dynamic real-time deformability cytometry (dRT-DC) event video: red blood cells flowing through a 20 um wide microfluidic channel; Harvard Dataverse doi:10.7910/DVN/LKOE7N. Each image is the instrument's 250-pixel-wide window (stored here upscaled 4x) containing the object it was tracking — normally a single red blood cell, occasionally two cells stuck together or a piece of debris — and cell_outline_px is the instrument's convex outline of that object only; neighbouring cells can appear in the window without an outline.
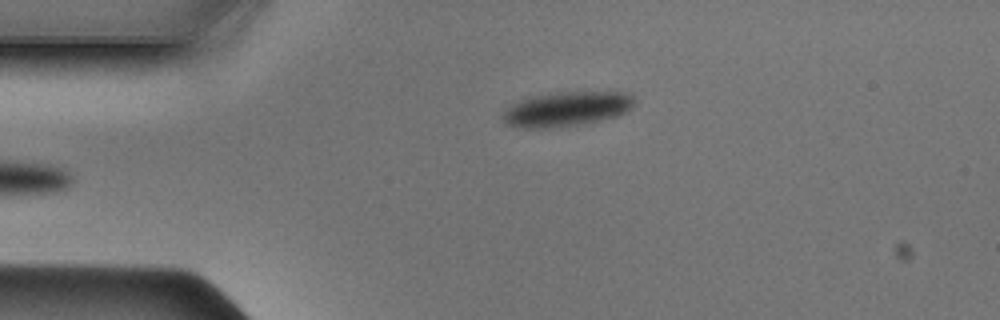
{"species": "Egyptian fruit bat (a non-hibernating species)", "species_latin": "Rousettus aegyptiacus", "temperature_condition": "cold", "stored_images_in_passage": 35, "camera_frame_rate_fps": 3000, "um_per_image_px": 0.085, "animal": {"sex": "male"}, "frame": {"image": 1, "passage_image": 1, "time_ms": 0.0, "image_size_px": [1000, 320], "cell_outline_px": [[636, 104], [624, 112], [616, 116], [580, 124], [548, 128], [524, 128], [504, 124], [504, 112], [512, 104], [520, 100], [536, 96], [556, 92], [628, 92], [632, 96]], "centroid_in_image_um": [48.18, 9.26], "position_along_channel_um": 36.8, "area_um2": 26.18}}
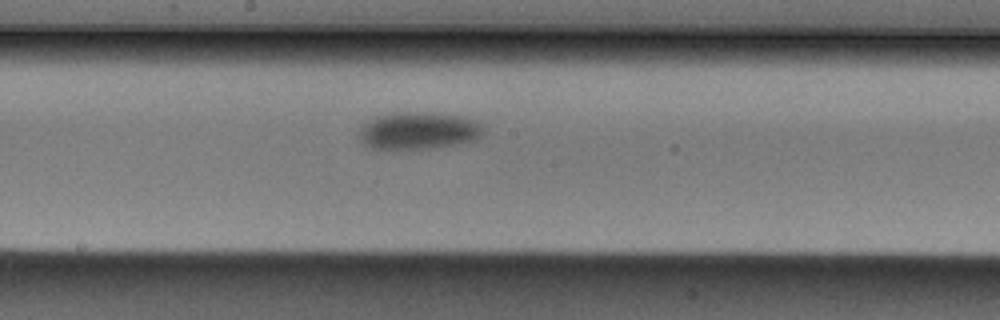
{"frame": {"image": 2, "passage_image": 16, "time_ms": 5.0, "image_size_px": [1000, 320], "cell_outline_px": [[484, 132], [472, 140], [456, 144], [428, 148], [372, 148], [364, 144], [360, 140], [356, 132], [364, 124], [376, 116], [404, 112], [428, 112], [464, 116], [480, 124]], "centroid_in_image_um": [35.53, 11.09], "position_along_channel_um": 212.7, "area_um2": 26.59}}
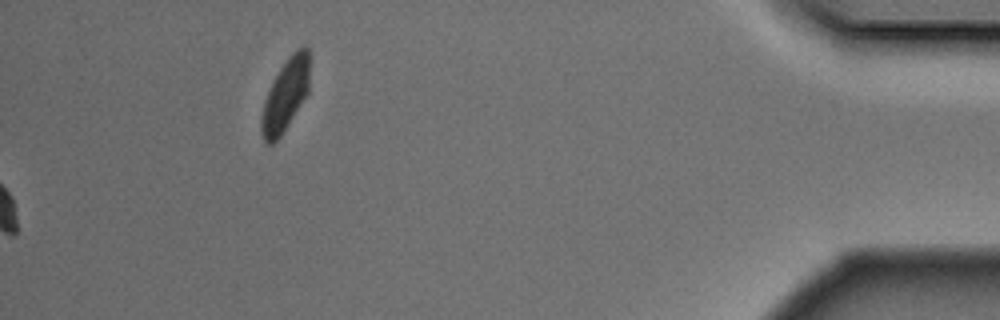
{"frame": {"image": 3, "passage_image": 35, "time_ms": 11.333, "image_size_px": [1000, 320], "cell_outline_px": [[308, 92], [280, 136], [272, 144], [264, 144], [260, 132], [260, 120], [264, 100], [280, 68], [288, 56], [296, 48], [304, 44], [308, 48]], "centroid_in_image_um": [24.23, 8.09], "position_along_channel_um": 411.0, "area_um2": 20.0}}